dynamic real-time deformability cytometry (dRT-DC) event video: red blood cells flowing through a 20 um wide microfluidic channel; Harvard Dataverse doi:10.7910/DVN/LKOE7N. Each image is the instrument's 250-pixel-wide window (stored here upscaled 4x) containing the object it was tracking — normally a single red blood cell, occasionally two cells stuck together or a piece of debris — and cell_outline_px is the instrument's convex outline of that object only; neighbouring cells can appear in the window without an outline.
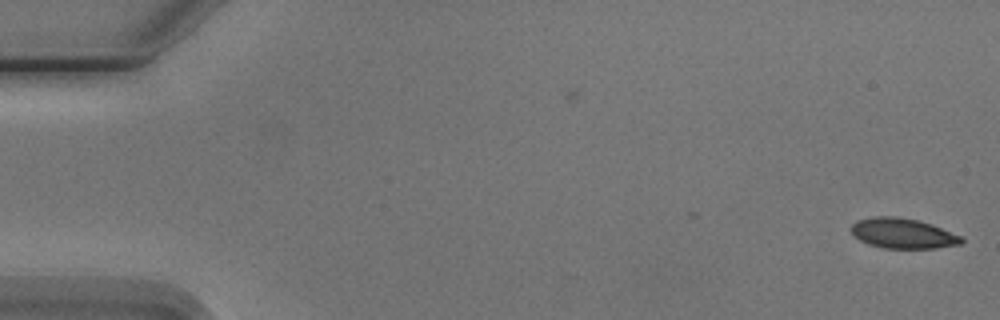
{"species": "Egyptian fruit bat (a non-hibernating species)", "species_latin": "Rousettus aegyptiacus", "temperature_condition": "cold", "stored_images_in_passage": 2, "camera_frame_rate_fps": 3000, "um_per_image_px": 0.085, "animal": {"sex": "male"}, "frame": {"image": 1, "passage_image": 2, "time_ms": 1.333, "image_size_px": [1000, 320], "cell_outline_px": [[964, 240], [960, 244], [936, 248], [880, 248], [868, 244], [860, 240], [848, 228], [856, 220], [872, 216], [896, 216], [916, 220], [932, 224], [964, 236]], "centroid_in_image_um": [76.74, 19.83], "position_along_channel_um": 8.3, "area_um2": 19.65}}